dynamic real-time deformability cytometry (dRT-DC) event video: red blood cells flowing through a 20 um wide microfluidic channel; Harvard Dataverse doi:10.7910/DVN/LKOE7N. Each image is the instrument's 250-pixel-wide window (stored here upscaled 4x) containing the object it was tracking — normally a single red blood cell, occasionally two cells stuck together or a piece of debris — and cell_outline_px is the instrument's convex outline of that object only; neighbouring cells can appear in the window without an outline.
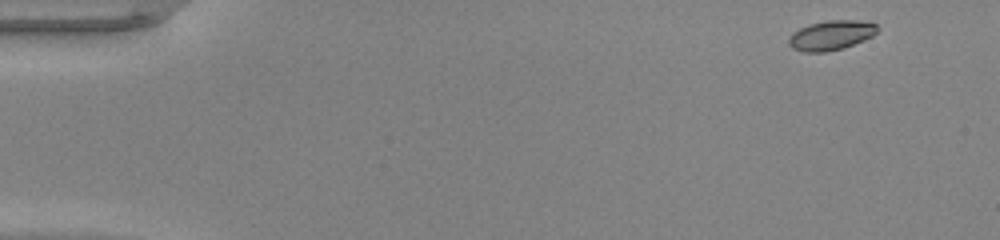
{"species": "common noctule bat (a hibernating species)", "species_latin": "Nyctalus noctula", "temperature_condition": "warm", "stored_images_in_passage": 46, "camera_frame_rate_fps": 3000, "um_per_image_px": 0.085, "animal": {"sex": "male", "body_mass_g": 20.0, "forearm_length_mm": 53.3}, "frame": {"image": 1, "passage_image": 1, "time_ms": 0.0, "image_size_px": [1000, 240], "cell_outline_px": [[876, 32], [872, 36], [864, 40], [844, 48], [824, 52], [804, 52], [792, 48], [788, 44], [788, 36], [792, 32], [808, 24], [828, 20], [856, 20], [876, 24]], "centroid_in_image_um": [70.58, 3.0], "position_along_channel_um": 14.4, "area_um2": 15.32}}
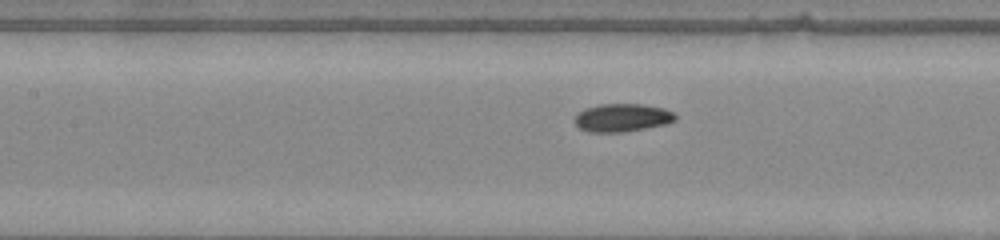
{"frame": {"image": 2, "passage_image": 20, "time_ms": 6.333, "image_size_px": [1000, 240], "cell_outline_px": [[676, 120], [664, 124], [624, 132], [588, 132], [580, 128], [572, 120], [576, 112], [584, 108], [600, 104], [644, 104], [664, 108], [672, 112], [676, 116]], "centroid_in_image_um": [52.82, 9.99], "position_along_channel_um": 154.6, "area_um2": 16.59}}
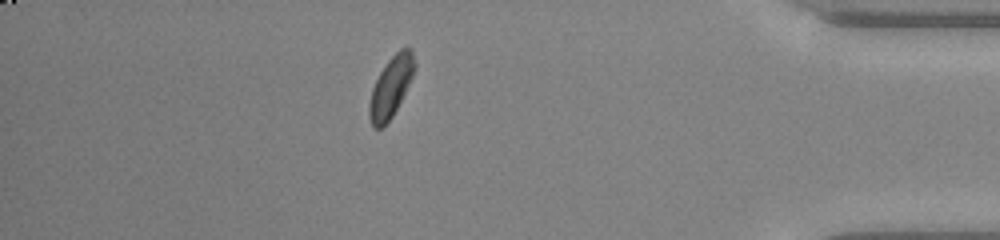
{"frame": {"image": 3, "passage_image": 40, "time_ms": 13.0, "image_size_px": [1000, 240], "cell_outline_px": [[416, 68], [392, 116], [380, 128], [372, 128], [368, 116], [368, 104], [372, 88], [380, 72], [388, 60], [400, 48], [412, 48], [416, 64]], "centroid_in_image_um": [33.21, 7.37], "position_along_channel_um": 402.0, "area_um2": 15.78}, "authors_computed_cell_mechanics": {"area_um2": 15.8661, "velocity_mm_per_s": 4.2816, "shape_relaxation_time_tau1_ms": 2.4229, "shape_relaxation_time_tau2_ms": 3.172, "deformation_change_tau1": 0.1085, "deformation_change_tau2": 0.061}}